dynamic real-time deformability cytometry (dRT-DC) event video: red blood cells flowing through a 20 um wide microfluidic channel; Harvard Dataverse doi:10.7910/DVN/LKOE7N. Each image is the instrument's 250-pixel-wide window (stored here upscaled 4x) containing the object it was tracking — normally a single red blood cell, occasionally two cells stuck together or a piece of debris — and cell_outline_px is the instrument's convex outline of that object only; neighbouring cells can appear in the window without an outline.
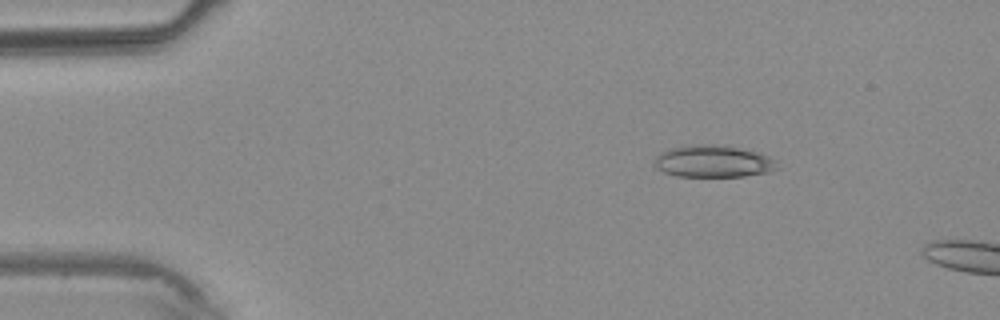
{"species": "common noctule bat (a hibernating species)", "species_latin": "Nyctalus noctula", "temperature_condition": "warm", "stored_images_in_passage": 3, "camera_frame_rate_fps": 3000, "um_per_image_px": 0.085, "animal": {"sex": "male", "body_mass_g": 20.4}, "frame": {"image": 1, "passage_image": 2, "time_ms": 1.333, "image_size_px": [1000, 320], "cell_outline_px": [[780, 168], [768, 172], [744, 176], [676, 176], [664, 172], [656, 168], [652, 164], [652, 160], [660, 152], [684, 144], [716, 144], [740, 148], [760, 152], [768, 156]], "centroid_in_image_um": [60.57, 13.7], "position_along_channel_um": 24.4, "area_um2": 23.18}}